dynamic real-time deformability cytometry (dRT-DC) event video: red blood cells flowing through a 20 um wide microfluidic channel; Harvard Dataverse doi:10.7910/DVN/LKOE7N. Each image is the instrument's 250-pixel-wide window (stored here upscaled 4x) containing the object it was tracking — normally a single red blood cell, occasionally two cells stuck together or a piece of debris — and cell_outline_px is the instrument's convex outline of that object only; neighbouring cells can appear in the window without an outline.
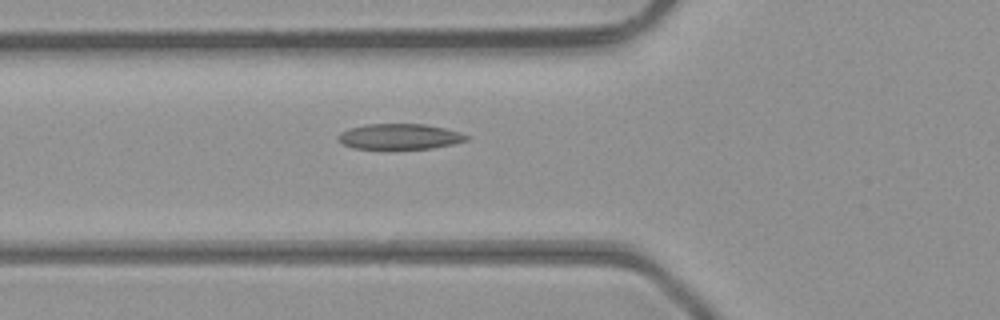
{"species": "common noctule bat (a hibernating species)", "species_latin": "Nyctalus noctula", "temperature_condition": "room temperature", "stored_images_in_passage": 32, "camera_frame_rate_fps": 3000, "um_per_image_px": 0.085, "animal": {"sex": "male", "body_mass_g": 23.1, "forearm_length_mm": 52.7}, "frame": {"image": 1, "passage_image": 2, "time_ms": 0.333, "image_size_px": [1000, 320], "cell_outline_px": [[472, 136], [468, 140], [452, 144], [432, 148], [352, 148], [344, 144], [336, 136], [340, 132], [348, 128], [368, 124], [424, 124], [444, 128], [460, 132]], "centroid_in_image_um": [33.99, 11.59], "position_along_channel_um": 91.8, "area_um2": 18.96}}
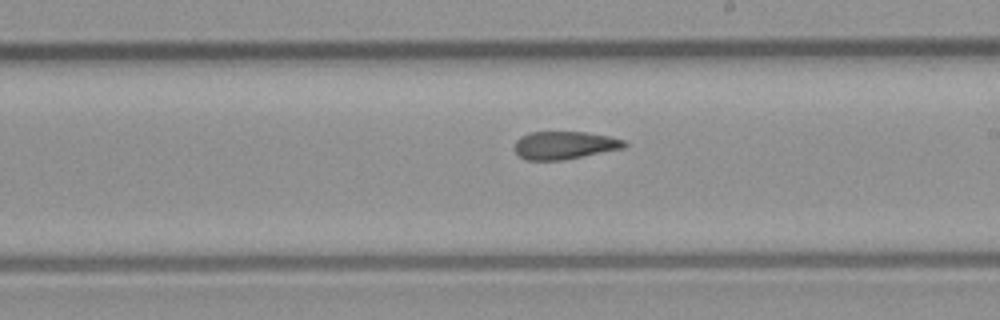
{"frame": {"image": 2, "passage_image": 12, "time_ms": 3.667, "image_size_px": [1000, 320], "cell_outline_px": [[628, 144], [624, 148], [564, 160], [528, 160], [520, 156], [516, 152], [516, 140], [520, 136], [528, 132], [584, 132], [608, 136], [624, 140]], "centroid_in_image_um": [47.99, 12.34], "position_along_channel_um": 241.0, "area_um2": 17.74}}
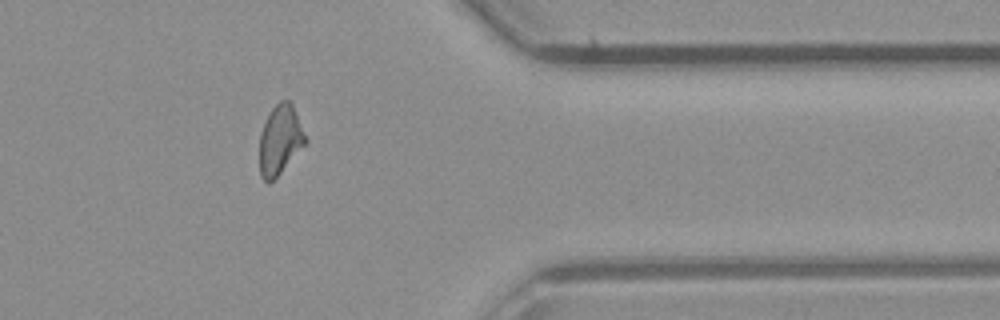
{"frame": {"image": 3, "passage_image": 23, "time_ms": 7.333, "image_size_px": [1000, 320], "cell_outline_px": [[308, 140], [280, 172], [268, 184], [260, 176], [260, 132], [272, 108], [280, 100], [288, 100], [292, 104]], "centroid_in_image_um": [23.79, 11.88], "position_along_channel_um": 387.6, "area_um2": 18.15}}